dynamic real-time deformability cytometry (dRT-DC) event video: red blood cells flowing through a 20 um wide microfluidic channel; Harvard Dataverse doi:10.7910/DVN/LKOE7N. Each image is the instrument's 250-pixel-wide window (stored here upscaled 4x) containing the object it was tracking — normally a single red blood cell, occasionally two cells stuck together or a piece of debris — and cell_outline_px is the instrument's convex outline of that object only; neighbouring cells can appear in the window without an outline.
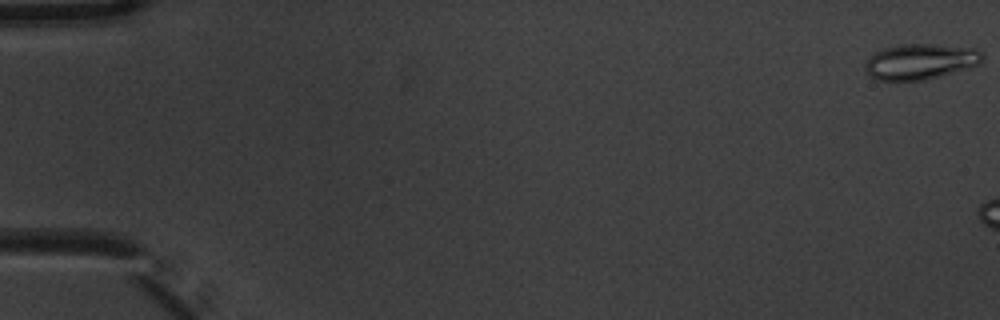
{"species": "common noctule bat (a hibernating species)", "species_latin": "Nyctalus noctula", "temperature_condition": "warm", "stored_images_in_passage": 9, "camera_frame_rate_fps": 3000, "um_per_image_px": 0.085, "animal": {"sex": "male", "body_mass_g": 20.1, "forearm_length_mm": 53.5}, "frame": {"image": 1, "passage_image": 1, "time_ms": 0.0, "image_size_px": [1000, 320], "cell_outline_px": [[984, 60], [980, 64], [968, 68], [940, 76], [924, 80], [876, 80], [864, 72], [864, 60], [876, 52], [884, 48], [900, 44], [932, 44], [976, 48], [984, 56]], "centroid_in_image_um": [78.21, 5.23], "position_along_channel_um": 6.8, "area_um2": 24.57}}
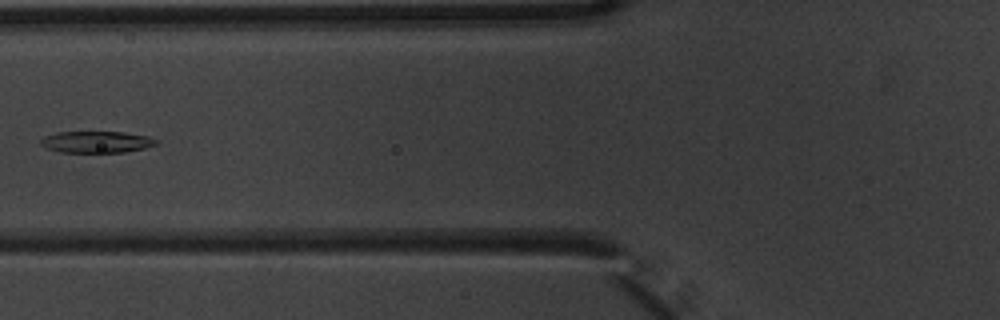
{"frame": {"image": 2, "passage_image": 8, "time_ms": 2.333, "image_size_px": [1000, 320], "cell_outline_px": [[160, 144], [144, 148], [124, 152], [60, 152], [48, 148], [40, 144], [40, 140], [44, 136], [56, 132], [124, 132], [148, 136], [160, 140]], "centroid_in_image_um": [8.25, 12.06], "position_along_channel_um": 117.5, "area_um2": 14.62}}
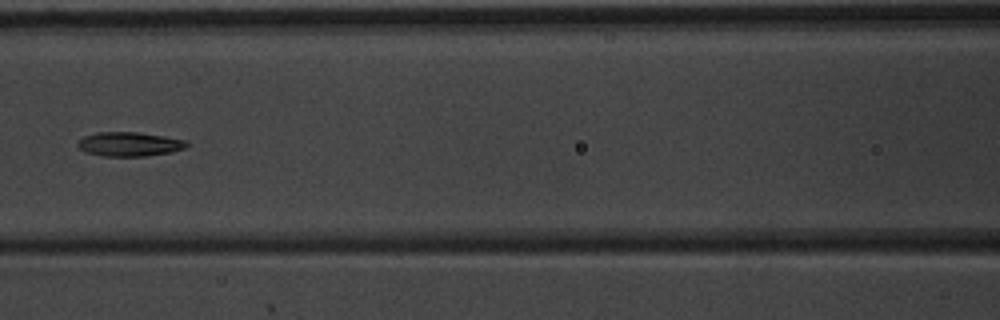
{"frame": {"image": 3, "passage_image": 9, "time_ms": 2.667, "image_size_px": [1000, 320], "cell_outline_px": [[188, 144], [184, 148], [172, 152], [148, 156], [104, 156], [88, 152], [80, 148], [76, 144], [84, 136], [96, 132], [136, 132], [164, 136], [188, 140]], "centroid_in_image_um": [11.03, 12.25], "position_along_channel_um": 155.6, "area_um2": 15.32}}